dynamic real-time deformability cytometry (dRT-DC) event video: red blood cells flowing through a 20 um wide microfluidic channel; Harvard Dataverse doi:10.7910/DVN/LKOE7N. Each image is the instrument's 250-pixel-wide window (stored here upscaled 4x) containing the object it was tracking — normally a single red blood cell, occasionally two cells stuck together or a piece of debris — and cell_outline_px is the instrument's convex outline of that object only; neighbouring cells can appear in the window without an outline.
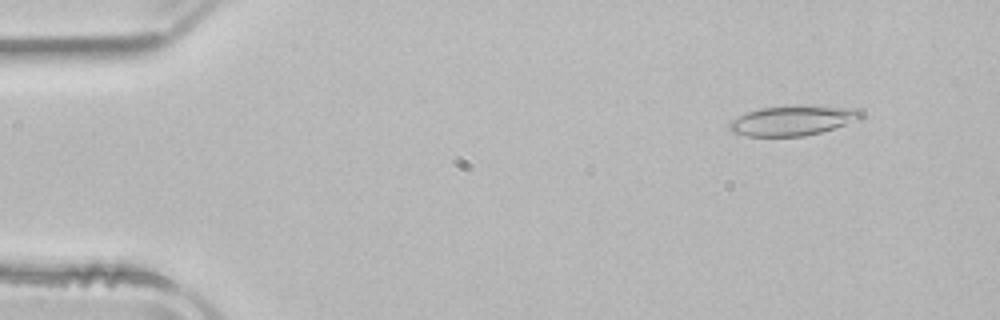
{"species": "common noctule bat (a hibernating species)", "species_latin": "Nyctalus noctula", "temperature_condition": "room temperature", "stored_images_in_passage": 51, "camera_frame_rate_fps": 3000, "um_per_image_px": 0.085, "animal": {"sex": "male", "body_mass_g": 21.5, "forearm_length_mm": 52.0}, "frame": {"image": 1, "passage_image": 5, "time_ms": 1.333, "image_size_px": [1000, 320], "cell_outline_px": [[864, 116], [860, 120], [820, 132], [804, 136], [748, 136], [732, 132], [728, 128], [728, 124], [732, 120], [748, 112], [760, 108], [856, 108], [864, 112]], "centroid_in_image_um": [67.38, 10.3], "position_along_channel_um": 17.6, "area_um2": 21.85}}
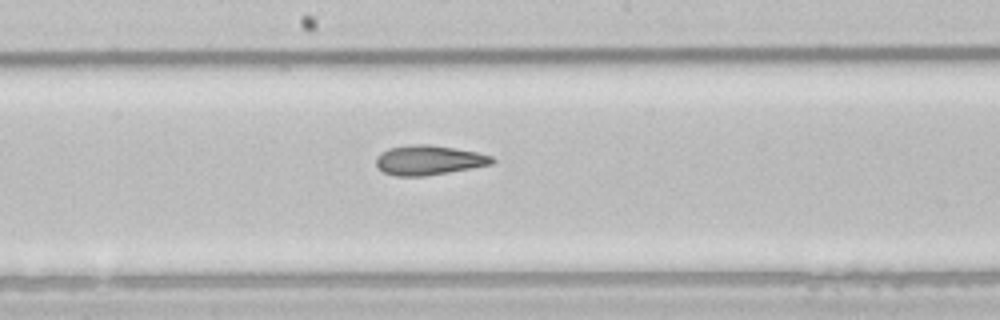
{"frame": {"image": 2, "passage_image": 27, "time_ms": 8.667, "image_size_px": [1000, 320], "cell_outline_px": [[496, 160], [492, 164], [448, 172], [424, 176], [392, 176], [376, 168], [376, 156], [380, 152], [388, 148], [412, 144], [428, 144], [456, 148], [476, 152], [492, 156]], "centroid_in_image_um": [36.4, 13.61], "position_along_channel_um": 211.8, "area_um2": 20.17}}
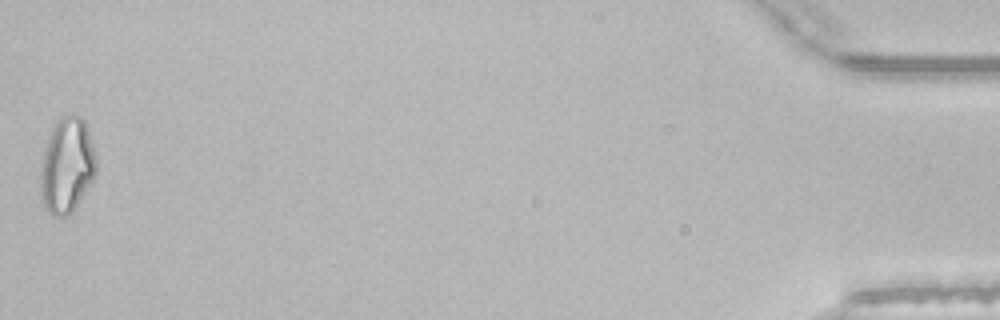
{"frame": {"image": 3, "passage_image": 51, "time_ms": 16.667, "image_size_px": [1000, 320], "cell_outline_px": [[96, 172], [92, 180], [76, 208], [68, 216], [52, 216], [48, 212], [44, 204], [40, 192], [40, 172], [44, 152], [48, 136], [64, 112], [80, 116], [84, 120], [96, 152]], "centroid_in_image_um": [5.7, 14.07], "position_along_channel_um": 429.5, "area_um2": 31.1}, "authors_computed_cell_mechanics": {"area_um2": 21.8484, "velocity_mm_per_s": 3.9528, "shape_relaxation_time_tau1_ms": null, "shape_relaxation_time_tau2_ms": 5.3737, "deformation_change_tau1": null, "deformation_change_tau2": 0.1406}}